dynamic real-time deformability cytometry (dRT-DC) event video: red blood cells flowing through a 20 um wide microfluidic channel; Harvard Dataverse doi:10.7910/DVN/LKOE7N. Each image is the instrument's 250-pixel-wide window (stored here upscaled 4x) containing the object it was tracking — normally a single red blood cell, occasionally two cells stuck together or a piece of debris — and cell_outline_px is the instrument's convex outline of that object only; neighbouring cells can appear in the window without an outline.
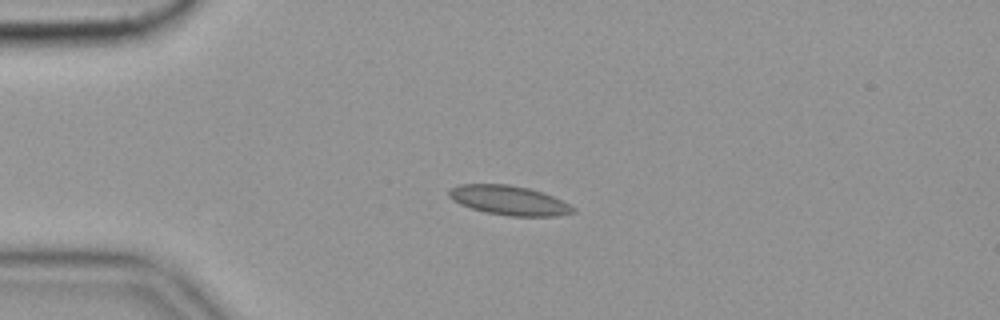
{"species": "common noctule bat (a hibernating species)", "species_latin": "Nyctalus noctula", "temperature_condition": "cold", "stored_images_in_passage": 44, "camera_frame_rate_fps": 3000, "um_per_image_px": 0.085, "animal": {"sex": "female", "body_mass_g": 19.9}, "frame": {"image": 1, "passage_image": 1, "time_ms": 0.0, "image_size_px": [1000, 320], "cell_outline_px": [[576, 212], [556, 216], [508, 216], [484, 212], [460, 204], [452, 200], [448, 196], [448, 192], [452, 188], [460, 184], [508, 184], [528, 188], [544, 192], [576, 208]], "centroid_in_image_um": [43.27, 17.03], "position_along_channel_um": 41.7, "area_um2": 21.27}}
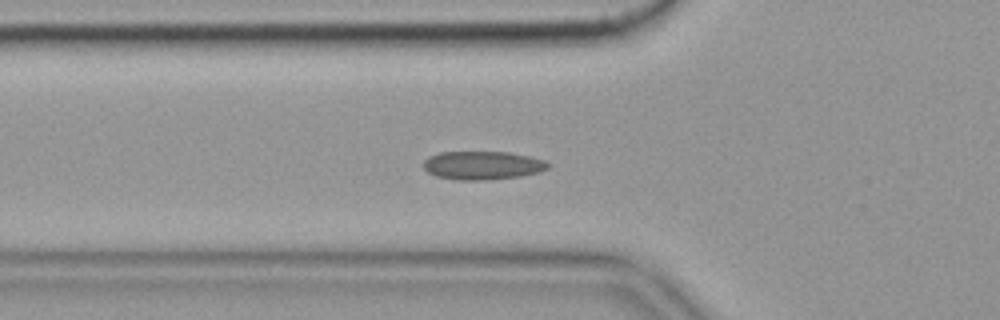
{"frame": {"image": 2, "passage_image": 7, "time_ms": 2.0, "image_size_px": [1000, 320], "cell_outline_px": [[552, 164], [548, 168], [540, 172], [520, 176], [488, 180], [456, 180], [436, 176], [428, 172], [424, 168], [424, 160], [428, 156], [440, 152], [508, 152], [528, 156], [544, 160]], "centroid_in_image_um": [41.02, 14.06], "position_along_channel_um": 84.8, "area_um2": 20.75}}
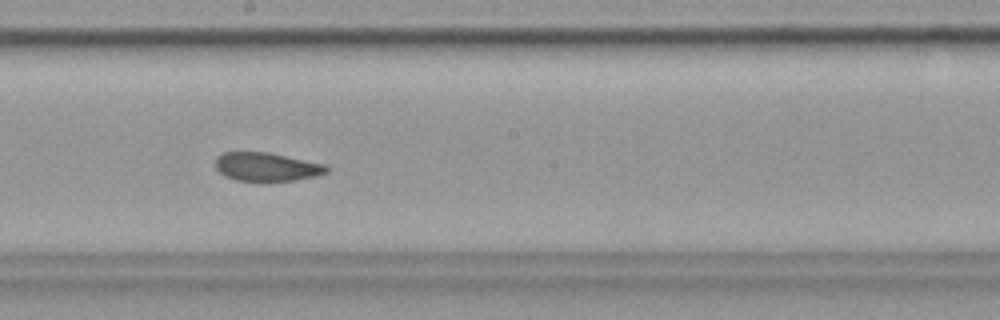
{"frame": {"image": 3, "passage_image": 19, "time_ms": 6.0, "image_size_px": [1000, 320], "cell_outline_px": [[328, 172], [316, 176], [268, 184], [260, 184], [236, 180], [224, 176], [216, 168], [216, 156], [224, 152], [268, 152], [324, 164], [328, 168]], "centroid_in_image_um": [22.63, 14.23], "position_along_channel_um": 225.6, "area_um2": 19.13}, "authors_computed_cell_mechanics": {"area_um2": 19.3341, "velocity_mm_per_s": 3.5129, "shape_relaxation_time_tau1_ms": null, "shape_relaxation_time_tau2_ms": 1.6078, "deformation_change_tau1": null, "deformation_change_tau2": 0.0789}}